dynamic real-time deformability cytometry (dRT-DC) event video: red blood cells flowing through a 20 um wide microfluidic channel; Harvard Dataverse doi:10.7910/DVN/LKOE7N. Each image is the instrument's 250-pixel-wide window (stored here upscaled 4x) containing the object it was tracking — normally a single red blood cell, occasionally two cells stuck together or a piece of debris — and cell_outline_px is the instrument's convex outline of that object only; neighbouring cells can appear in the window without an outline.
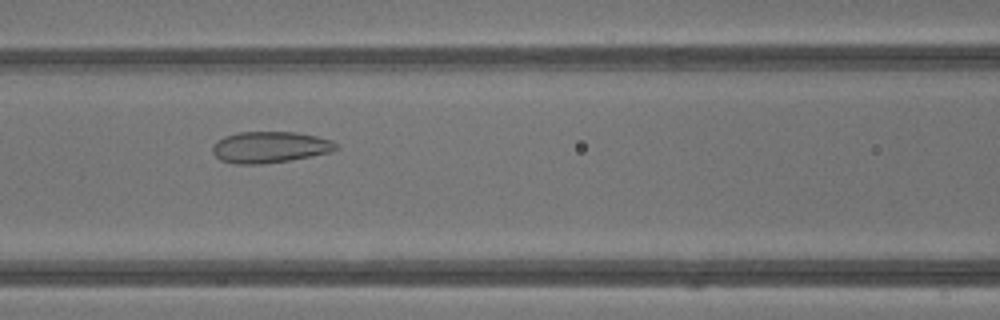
{"species": "common noctule bat (a hibernating species)", "species_latin": "Nyctalus noctula", "temperature_condition": "warm", "stored_images_in_passage": 41, "camera_frame_rate_fps": 3000, "um_per_image_px": 0.085, "animal": {"sex": "male", "body_mass_g": 13.3}, "frame": {"image": 1, "passage_image": 17, "time_ms": 5.333, "image_size_px": [1000, 320], "cell_outline_px": [[340, 148], [332, 152], [288, 160], [260, 164], [236, 164], [220, 160], [212, 152], [212, 144], [216, 140], [224, 136], [240, 132], [296, 132], [316, 136], [332, 140]], "centroid_in_image_um": [22.92, 12.5], "position_along_channel_um": 143.7, "area_um2": 22.6}}
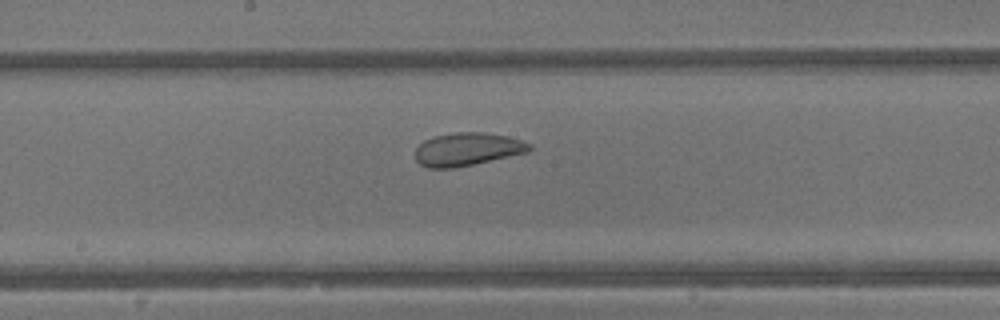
{"frame": {"image": 2, "passage_image": 21, "time_ms": 6.667, "image_size_px": [1000, 320], "cell_outline_px": [[532, 148], [528, 152], [456, 168], [428, 168], [420, 164], [416, 160], [416, 148], [424, 140], [436, 136], [456, 132], [484, 132], [508, 136], [532, 144]], "centroid_in_image_um": [39.73, 12.69], "position_along_channel_um": 208.5, "area_um2": 21.96}}
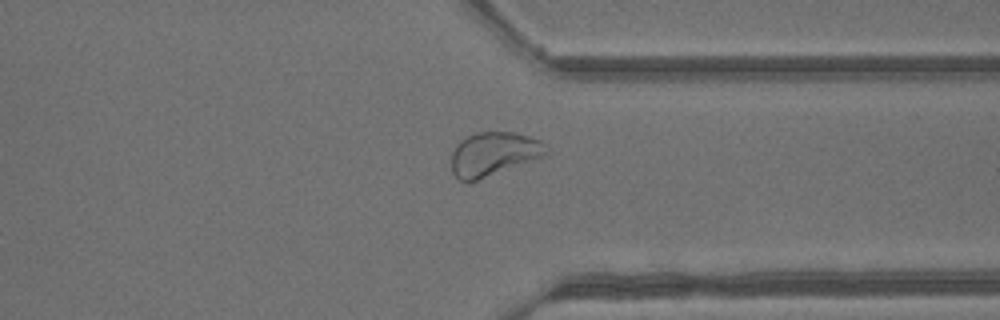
{"frame": {"image": 3, "passage_image": 31, "time_ms": 10.0, "image_size_px": [1000, 320], "cell_outline_px": [[548, 152], [540, 156], [468, 184], [460, 180], [452, 172], [452, 152], [456, 144], [460, 140], [468, 136], [480, 132], [512, 132], [528, 136], [540, 140]], "centroid_in_image_um": [41.87, 13.09], "position_along_channel_um": 369.5, "area_um2": 23.64}, "authors_computed_cell_mechanics": {"area_um2": 27.8596, "velocity_mm_per_s": 4.8706, "shape_relaxation_time_tau1_ms": 3.4933, "shape_relaxation_time_tau2_ms": 0.8727, "deformation_change_tau1": 0.0912, "deformation_change_tau2": 0.0749}}